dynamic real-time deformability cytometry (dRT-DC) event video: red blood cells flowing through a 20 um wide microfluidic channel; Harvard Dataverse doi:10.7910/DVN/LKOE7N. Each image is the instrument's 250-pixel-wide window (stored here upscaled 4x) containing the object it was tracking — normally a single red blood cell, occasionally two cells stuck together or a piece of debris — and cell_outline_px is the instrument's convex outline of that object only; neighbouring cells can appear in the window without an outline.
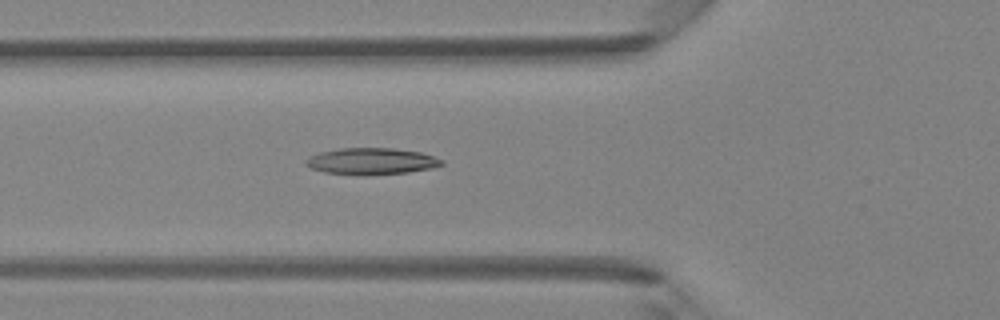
{"species": "Egyptian fruit bat (a non-hibernating species)", "species_latin": "Rousettus aegyptiacus", "temperature_condition": "room temperature", "stored_images_in_passage": 48, "camera_frame_rate_fps": 3000, "um_per_image_px": 0.085, "animal": {"sex": "female"}, "frame": {"image": 1, "passage_image": 17, "time_ms": 5.333, "image_size_px": [1000, 320], "cell_outline_px": [[444, 164], [432, 168], [408, 172], [324, 172], [312, 168], [304, 164], [304, 160], [308, 156], [320, 152], [340, 148], [392, 148], [420, 152], [444, 160]], "centroid_in_image_um": [31.57, 13.65], "position_along_channel_um": 94.2, "area_um2": 20.0}}
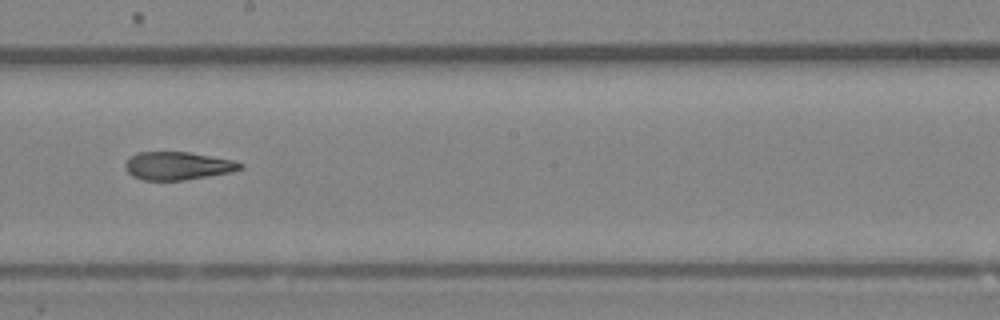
{"frame": {"image": 2, "passage_image": 27, "time_ms": 8.667, "image_size_px": [1000, 320], "cell_outline_px": [[244, 168], [232, 172], [184, 180], [144, 180], [132, 176], [124, 168], [124, 164], [132, 156], [140, 152], [188, 152], [232, 160], [244, 164]], "centroid_in_image_um": [15.12, 14.1], "position_along_channel_um": 233.1, "area_um2": 18.67}}
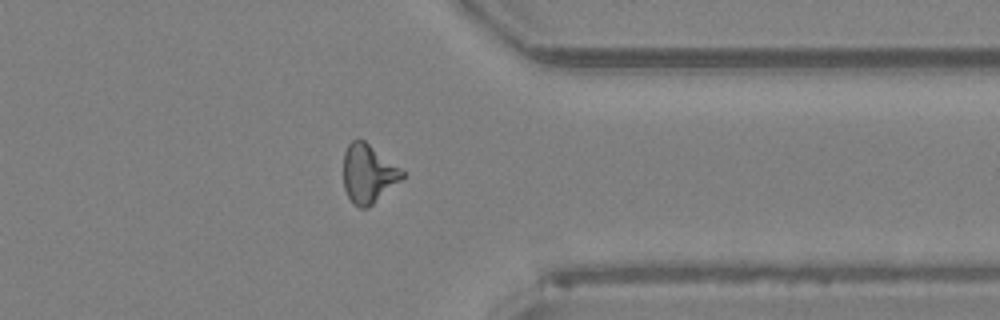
{"frame": {"image": 3, "passage_image": 38, "time_ms": 12.333, "image_size_px": [1000, 320], "cell_outline_px": [[404, 176], [400, 180], [368, 208], [360, 208], [352, 204], [344, 188], [344, 152], [348, 144], [352, 140], [364, 140], [400, 168], [404, 172]], "centroid_in_image_um": [31.27, 14.77], "position_along_channel_um": 380.1, "area_um2": 19.77}, "authors_computed_cell_mechanics": {"area_um2": 20.0566, "velocity_mm_per_s": 4.1902, "shape_relaxation_time_tau1_ms": 8.0139, "shape_relaxation_time_tau2_ms": 4.6422, "deformation_change_tau1": 0.2366, "deformation_change_tau2": 0.1437}}